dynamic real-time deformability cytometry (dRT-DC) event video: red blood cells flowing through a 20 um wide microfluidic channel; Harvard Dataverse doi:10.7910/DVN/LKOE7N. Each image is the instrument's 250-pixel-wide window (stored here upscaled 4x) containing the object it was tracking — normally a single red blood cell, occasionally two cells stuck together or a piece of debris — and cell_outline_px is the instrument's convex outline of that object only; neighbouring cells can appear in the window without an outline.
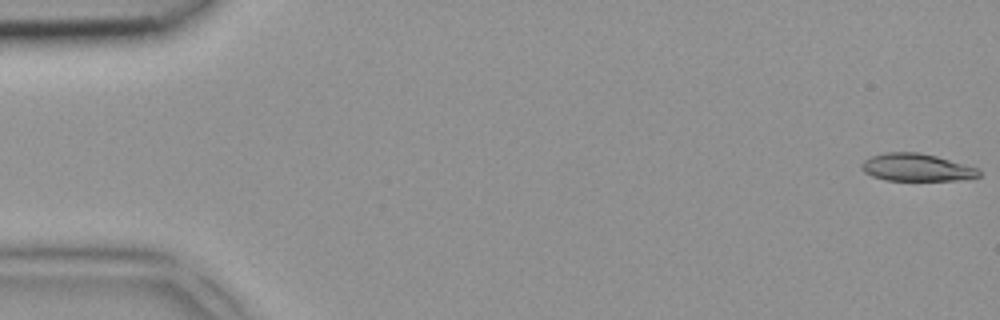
{"species": "common noctule bat (a hibernating species)", "species_latin": "Nyctalus noctula", "temperature_condition": "room temperature", "stored_images_in_passage": 5, "camera_frame_rate_fps": 3000, "um_per_image_px": 0.085, "animal": {"sex": "female", "body_mass_g": 18.4}, "frame": {"image": 1, "passage_image": 1, "time_ms": 0.0, "image_size_px": [1000, 320], "cell_outline_px": [[980, 176], [968, 180], [884, 180], [872, 176], [864, 172], [860, 168], [860, 164], [864, 160], [872, 156], [884, 152], [916, 152], [936, 156], [980, 168]], "centroid_in_image_um": [77.92, 14.24], "position_along_channel_um": 7.1, "area_um2": 19.02}}
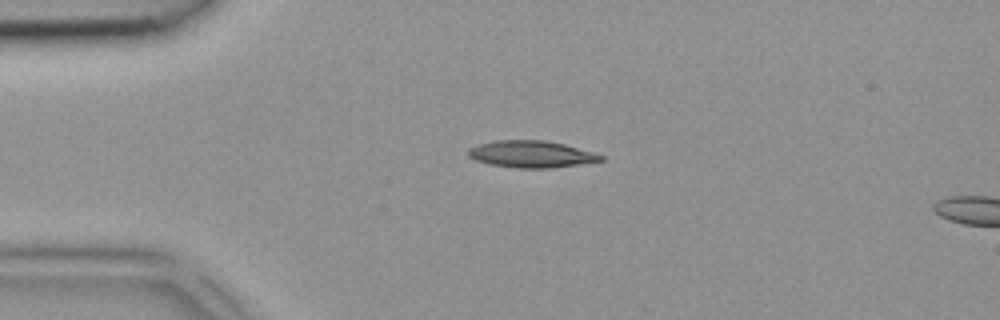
{"frame": {"image": 2, "passage_image": 4, "time_ms": 1.0, "image_size_px": [1000, 320], "cell_outline_px": [[604, 160], [548, 168], [516, 168], [492, 164], [476, 160], [468, 156], [468, 148], [480, 144], [496, 140], [544, 140], [564, 144], [592, 152], [604, 156]], "centroid_in_image_um": [45.13, 13.09], "position_along_channel_um": 39.9, "area_um2": 20.4}}